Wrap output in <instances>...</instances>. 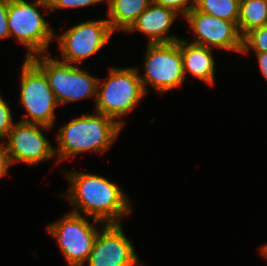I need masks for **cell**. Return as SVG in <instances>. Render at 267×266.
Masks as SVG:
<instances>
[{"label":"cell","instance_id":"obj_1","mask_svg":"<svg viewBox=\"0 0 267 266\" xmlns=\"http://www.w3.org/2000/svg\"><path fill=\"white\" fill-rule=\"evenodd\" d=\"M65 174L70 189L64 197L75 207L71 212H83L104 224H121L120 220L132 211L127 194L104 176L75 170Z\"/></svg>","mask_w":267,"mask_h":266},{"label":"cell","instance_id":"obj_2","mask_svg":"<svg viewBox=\"0 0 267 266\" xmlns=\"http://www.w3.org/2000/svg\"><path fill=\"white\" fill-rule=\"evenodd\" d=\"M121 130L119 123L97 111L92 115L82 114L59 129L55 156L61 162L84 152L104 153L115 142Z\"/></svg>","mask_w":267,"mask_h":266},{"label":"cell","instance_id":"obj_3","mask_svg":"<svg viewBox=\"0 0 267 266\" xmlns=\"http://www.w3.org/2000/svg\"><path fill=\"white\" fill-rule=\"evenodd\" d=\"M109 69L107 80H98L95 111L112 118L123 127L124 122L118 119L131 112L146 92L137 68Z\"/></svg>","mask_w":267,"mask_h":266},{"label":"cell","instance_id":"obj_4","mask_svg":"<svg viewBox=\"0 0 267 266\" xmlns=\"http://www.w3.org/2000/svg\"><path fill=\"white\" fill-rule=\"evenodd\" d=\"M40 7L49 10L47 0H8V26L11 37L24 45L28 51L25 58L45 54L50 41L54 40L53 30L48 26Z\"/></svg>","mask_w":267,"mask_h":266},{"label":"cell","instance_id":"obj_5","mask_svg":"<svg viewBox=\"0 0 267 266\" xmlns=\"http://www.w3.org/2000/svg\"><path fill=\"white\" fill-rule=\"evenodd\" d=\"M30 59L45 73L59 106L91 96L96 102L98 78L78 65L60 61V58L53 59L46 54Z\"/></svg>","mask_w":267,"mask_h":266},{"label":"cell","instance_id":"obj_6","mask_svg":"<svg viewBox=\"0 0 267 266\" xmlns=\"http://www.w3.org/2000/svg\"><path fill=\"white\" fill-rule=\"evenodd\" d=\"M20 82L19 100L27 112L20 121L53 127L59 104L45 73L31 59L25 58Z\"/></svg>","mask_w":267,"mask_h":266},{"label":"cell","instance_id":"obj_7","mask_svg":"<svg viewBox=\"0 0 267 266\" xmlns=\"http://www.w3.org/2000/svg\"><path fill=\"white\" fill-rule=\"evenodd\" d=\"M144 73L140 80L147 94L148 84L158 93L174 89L185 81L181 55V38L172 43L148 44Z\"/></svg>","mask_w":267,"mask_h":266},{"label":"cell","instance_id":"obj_8","mask_svg":"<svg viewBox=\"0 0 267 266\" xmlns=\"http://www.w3.org/2000/svg\"><path fill=\"white\" fill-rule=\"evenodd\" d=\"M86 218L83 214L70 212L47 226V231L57 240L69 266H82L86 263L99 232L94 224H103L95 219L90 223Z\"/></svg>","mask_w":267,"mask_h":266},{"label":"cell","instance_id":"obj_9","mask_svg":"<svg viewBox=\"0 0 267 266\" xmlns=\"http://www.w3.org/2000/svg\"><path fill=\"white\" fill-rule=\"evenodd\" d=\"M113 33L107 18L87 20L68 28L63 34L56 36L63 56L60 61L81 65L84 59L101 50Z\"/></svg>","mask_w":267,"mask_h":266},{"label":"cell","instance_id":"obj_10","mask_svg":"<svg viewBox=\"0 0 267 266\" xmlns=\"http://www.w3.org/2000/svg\"><path fill=\"white\" fill-rule=\"evenodd\" d=\"M184 18L196 36V40L191 43L242 54L243 37L237 22L222 20L198 11L195 7Z\"/></svg>","mask_w":267,"mask_h":266},{"label":"cell","instance_id":"obj_11","mask_svg":"<svg viewBox=\"0 0 267 266\" xmlns=\"http://www.w3.org/2000/svg\"><path fill=\"white\" fill-rule=\"evenodd\" d=\"M42 129L52 127L19 121L7 135L5 144L11 163L22 162L34 165L47 161L55 156L54 147L50 144Z\"/></svg>","mask_w":267,"mask_h":266},{"label":"cell","instance_id":"obj_12","mask_svg":"<svg viewBox=\"0 0 267 266\" xmlns=\"http://www.w3.org/2000/svg\"><path fill=\"white\" fill-rule=\"evenodd\" d=\"M87 266H142L121 224H105L99 231Z\"/></svg>","mask_w":267,"mask_h":266},{"label":"cell","instance_id":"obj_13","mask_svg":"<svg viewBox=\"0 0 267 266\" xmlns=\"http://www.w3.org/2000/svg\"><path fill=\"white\" fill-rule=\"evenodd\" d=\"M177 16L179 15L172 9L159 6L152 2L126 32L133 33L138 30L148 35V44L176 42L180 38L172 34L168 35V32Z\"/></svg>","mask_w":267,"mask_h":266},{"label":"cell","instance_id":"obj_14","mask_svg":"<svg viewBox=\"0 0 267 266\" xmlns=\"http://www.w3.org/2000/svg\"><path fill=\"white\" fill-rule=\"evenodd\" d=\"M181 55L184 75L189 72L206 84L214 85L216 69L211 48L181 39Z\"/></svg>","mask_w":267,"mask_h":266},{"label":"cell","instance_id":"obj_15","mask_svg":"<svg viewBox=\"0 0 267 266\" xmlns=\"http://www.w3.org/2000/svg\"><path fill=\"white\" fill-rule=\"evenodd\" d=\"M108 4L107 20L113 32L127 31L152 0H105Z\"/></svg>","mask_w":267,"mask_h":266},{"label":"cell","instance_id":"obj_16","mask_svg":"<svg viewBox=\"0 0 267 266\" xmlns=\"http://www.w3.org/2000/svg\"><path fill=\"white\" fill-rule=\"evenodd\" d=\"M267 25V0H240L237 27L242 37Z\"/></svg>","mask_w":267,"mask_h":266},{"label":"cell","instance_id":"obj_17","mask_svg":"<svg viewBox=\"0 0 267 266\" xmlns=\"http://www.w3.org/2000/svg\"><path fill=\"white\" fill-rule=\"evenodd\" d=\"M240 0H196L195 8L222 20L237 22Z\"/></svg>","mask_w":267,"mask_h":266},{"label":"cell","instance_id":"obj_18","mask_svg":"<svg viewBox=\"0 0 267 266\" xmlns=\"http://www.w3.org/2000/svg\"><path fill=\"white\" fill-rule=\"evenodd\" d=\"M250 49L267 52V25L255 28L243 37L242 54H247Z\"/></svg>","mask_w":267,"mask_h":266},{"label":"cell","instance_id":"obj_19","mask_svg":"<svg viewBox=\"0 0 267 266\" xmlns=\"http://www.w3.org/2000/svg\"><path fill=\"white\" fill-rule=\"evenodd\" d=\"M153 3L172 9L185 17L196 5V0H152Z\"/></svg>","mask_w":267,"mask_h":266},{"label":"cell","instance_id":"obj_20","mask_svg":"<svg viewBox=\"0 0 267 266\" xmlns=\"http://www.w3.org/2000/svg\"><path fill=\"white\" fill-rule=\"evenodd\" d=\"M14 124L11 108L0 96V139L3 140L7 137Z\"/></svg>","mask_w":267,"mask_h":266},{"label":"cell","instance_id":"obj_21","mask_svg":"<svg viewBox=\"0 0 267 266\" xmlns=\"http://www.w3.org/2000/svg\"><path fill=\"white\" fill-rule=\"evenodd\" d=\"M105 0H47L50 12H55L56 8H78L92 6Z\"/></svg>","mask_w":267,"mask_h":266},{"label":"cell","instance_id":"obj_22","mask_svg":"<svg viewBox=\"0 0 267 266\" xmlns=\"http://www.w3.org/2000/svg\"><path fill=\"white\" fill-rule=\"evenodd\" d=\"M7 20H8V0H0V39L10 37Z\"/></svg>","mask_w":267,"mask_h":266},{"label":"cell","instance_id":"obj_23","mask_svg":"<svg viewBox=\"0 0 267 266\" xmlns=\"http://www.w3.org/2000/svg\"><path fill=\"white\" fill-rule=\"evenodd\" d=\"M11 165L7 148L3 143H0V178L7 174Z\"/></svg>","mask_w":267,"mask_h":266},{"label":"cell","instance_id":"obj_24","mask_svg":"<svg viewBox=\"0 0 267 266\" xmlns=\"http://www.w3.org/2000/svg\"><path fill=\"white\" fill-rule=\"evenodd\" d=\"M258 65L264 78L267 80V52H255Z\"/></svg>","mask_w":267,"mask_h":266},{"label":"cell","instance_id":"obj_25","mask_svg":"<svg viewBox=\"0 0 267 266\" xmlns=\"http://www.w3.org/2000/svg\"><path fill=\"white\" fill-rule=\"evenodd\" d=\"M260 250L262 256H264V258L267 259V244L263 245Z\"/></svg>","mask_w":267,"mask_h":266}]
</instances>
